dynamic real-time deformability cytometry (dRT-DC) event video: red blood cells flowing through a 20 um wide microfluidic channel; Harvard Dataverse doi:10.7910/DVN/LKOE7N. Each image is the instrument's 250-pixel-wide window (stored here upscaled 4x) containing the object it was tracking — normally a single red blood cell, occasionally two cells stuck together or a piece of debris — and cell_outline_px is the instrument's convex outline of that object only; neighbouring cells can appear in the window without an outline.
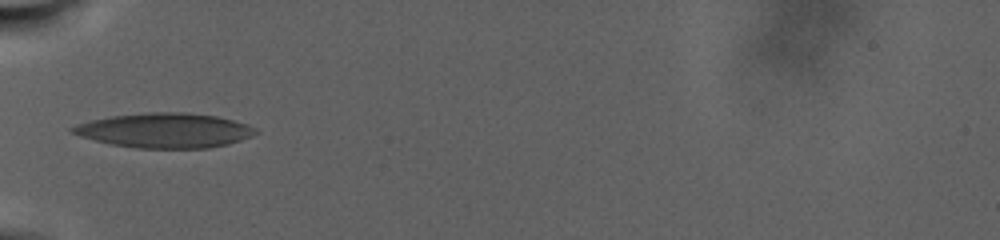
{"species": "human", "species_latin": "Homo sapiens", "temperature_condition": "warm", "stored_images_in_passage": 25, "camera_frame_rate_fps": 3000, "um_per_image_px": 0.085, "donor": {"sex": "male"}, "frame": {"image": 1, "passage_image": 1, "time_ms": 0.0, "image_size_px": [1000, 240], "cell_outline_px": [[260, 132], [252, 136], [228, 144], [208, 148], [136, 148], [112, 144], [80, 136], [72, 132], [68, 128], [76, 124], [92, 120], [112, 116], [148, 112], [184, 112], [216, 116], [248, 124], [256, 128]], "centroid_in_image_um": [14.03, 11.08], "position_along_channel_um": 71.0, "area_um2": 36.93}}
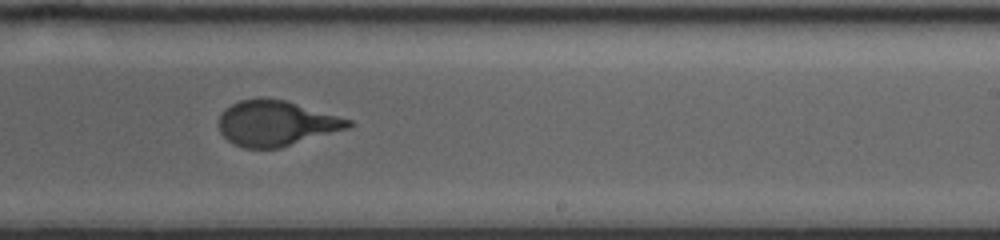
{"frame": {"image": 2, "passage_image": 14, "time_ms": 9.0, "image_size_px": [1000, 240], "cell_outline_px": [[356, 124], [348, 128], [280, 148], [244, 148], [232, 144], [220, 132], [220, 116], [232, 104], [240, 100], [260, 96], [284, 100], [352, 120]], "centroid_in_image_um": [23.48, 10.48], "position_along_channel_um": 265.5, "area_um2": 34.04}}
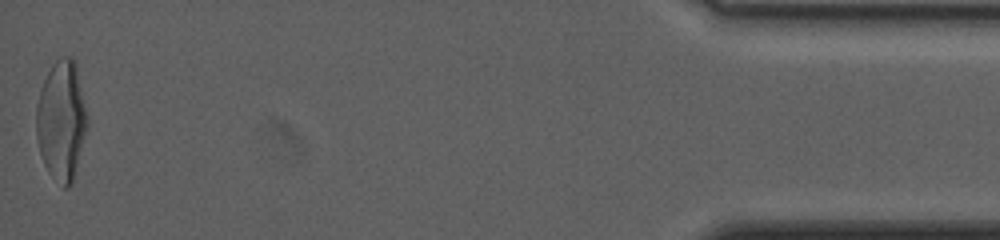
{"frame": {"image": 3, "passage_image": 25, "time_ms": 20.0, "image_size_px": [1000, 240], "cell_outline_px": [[88, 128], [72, 184], [68, 188], [64, 188], [48, 172], [44, 164], [40, 152], [36, 136], [36, 108], [40, 88], [52, 64], [60, 56], [72, 56], [76, 64], [88, 116]], "centroid_in_image_um": [5.24, 10.24], "position_along_channel_um": 430.0, "area_um2": 35.95}, "authors_computed_cell_mechanics": {"area_um2": 34.6222, "velocity_mm_per_s": 2.1984, "shape_relaxation_time_tau1_ms": 6.5399, "shape_relaxation_time_tau2_ms": null, "deformation_change_tau1": 0.2456, "deformation_change_tau2": null}}